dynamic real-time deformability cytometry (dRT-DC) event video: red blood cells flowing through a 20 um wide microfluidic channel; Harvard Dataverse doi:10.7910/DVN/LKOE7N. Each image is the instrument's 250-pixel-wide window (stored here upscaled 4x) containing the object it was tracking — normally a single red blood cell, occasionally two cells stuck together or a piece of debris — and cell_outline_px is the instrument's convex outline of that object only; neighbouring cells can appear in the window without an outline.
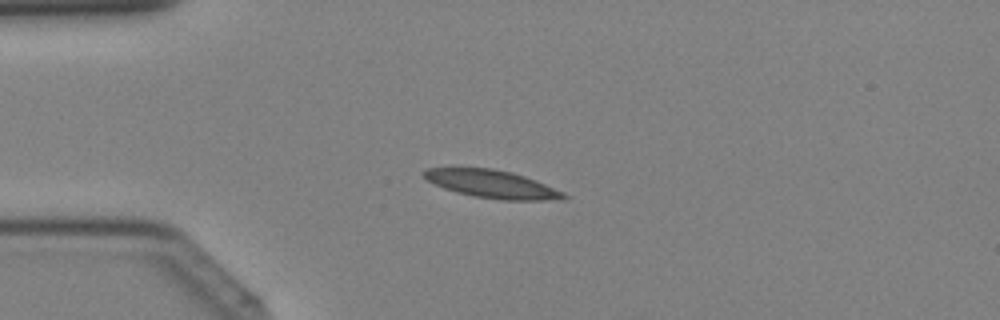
{"species": "Egyptian fruit bat (a non-hibernating species)", "species_latin": "Rousettus aegyptiacus", "temperature_condition": "cold", "stored_images_in_passage": 26, "camera_frame_rate_fps": 3000, "um_per_image_px": 0.085, "animal": {"sex": "female"}, "frame": {"image": 1, "passage_image": 1, "time_ms": 0.0, "image_size_px": [1000, 320], "cell_outline_px": [[568, 196], [564, 200], [500, 200], [472, 196], [456, 192], [444, 188], [428, 180], [420, 172], [428, 168], [492, 168], [512, 172], [536, 180], [564, 192]], "centroid_in_image_um": [41.85, 15.65], "position_along_channel_um": 43.1, "area_um2": 22.77}}
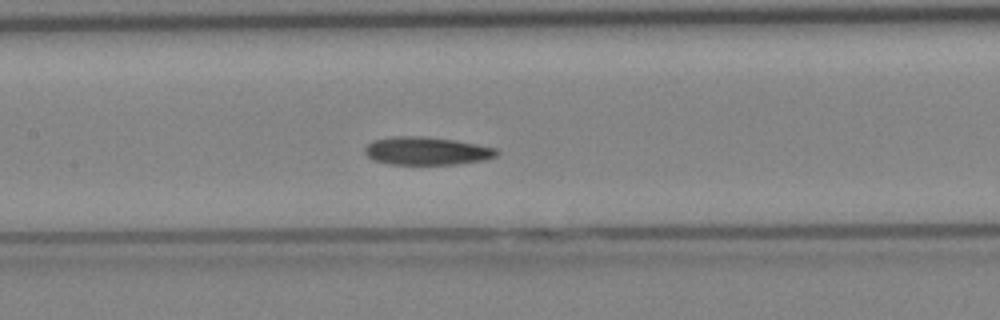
{"frame": {"image": 2, "passage_image": 10, "time_ms": 3.0, "image_size_px": [1000, 320], "cell_outline_px": [[500, 152], [496, 156], [484, 160], [456, 164], [388, 164], [372, 160], [364, 152], [364, 148], [372, 140], [392, 136], [420, 136], [456, 140], [496, 148]], "centroid_in_image_um": [36.24, 12.83], "position_along_channel_um": 171.2, "area_um2": 21.62}}
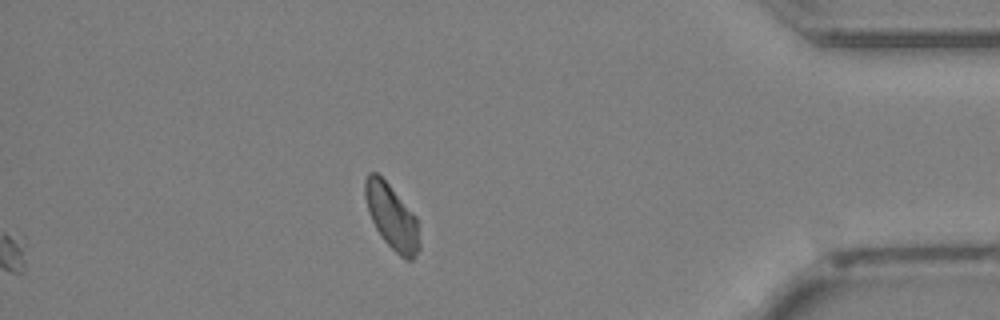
{"frame": {"image": 3, "passage_image": 26, "time_ms": 8.333, "image_size_px": [1000, 320], "cell_outline_px": [[420, 248], [412, 260], [404, 260], [384, 240], [376, 228], [372, 220], [364, 196], [364, 180], [368, 172], [376, 172], [388, 184], [416, 216], [420, 244]], "centroid_in_image_um": [33.3, 18.43], "position_along_channel_um": 401.9, "area_um2": 20.29}}